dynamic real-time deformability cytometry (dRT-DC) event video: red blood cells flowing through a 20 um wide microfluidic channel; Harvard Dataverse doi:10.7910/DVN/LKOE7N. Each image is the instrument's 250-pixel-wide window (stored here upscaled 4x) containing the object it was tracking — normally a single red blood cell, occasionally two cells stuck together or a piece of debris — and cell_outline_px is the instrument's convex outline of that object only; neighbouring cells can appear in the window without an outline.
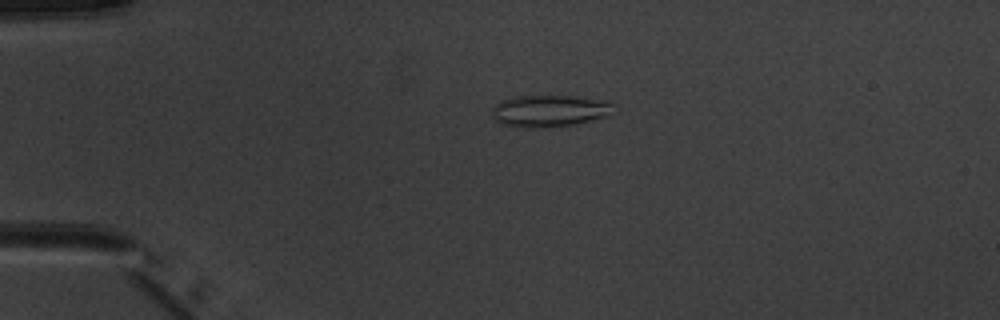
{"species": "common noctule bat (a hibernating species)", "species_latin": "Nyctalus noctula", "temperature_condition": "warm", "stored_images_in_passage": 4, "camera_frame_rate_fps": 3000, "um_per_image_px": 0.085, "animal": {"sex": "male", "body_mass_g": 20.1, "forearm_length_mm": 53.5}, "frame": {"image": 1, "passage_image": 3, "time_ms": 3.333, "image_size_px": [1000, 320], "cell_outline_px": [[612, 104], [608, 116], [576, 124], [548, 128], [524, 128], [500, 124], [492, 120], [492, 108], [500, 100], [516, 96], [576, 96], [608, 100]], "centroid_in_image_um": [46.64, 9.44], "position_along_channel_um": 38.4, "area_um2": 22.95}}